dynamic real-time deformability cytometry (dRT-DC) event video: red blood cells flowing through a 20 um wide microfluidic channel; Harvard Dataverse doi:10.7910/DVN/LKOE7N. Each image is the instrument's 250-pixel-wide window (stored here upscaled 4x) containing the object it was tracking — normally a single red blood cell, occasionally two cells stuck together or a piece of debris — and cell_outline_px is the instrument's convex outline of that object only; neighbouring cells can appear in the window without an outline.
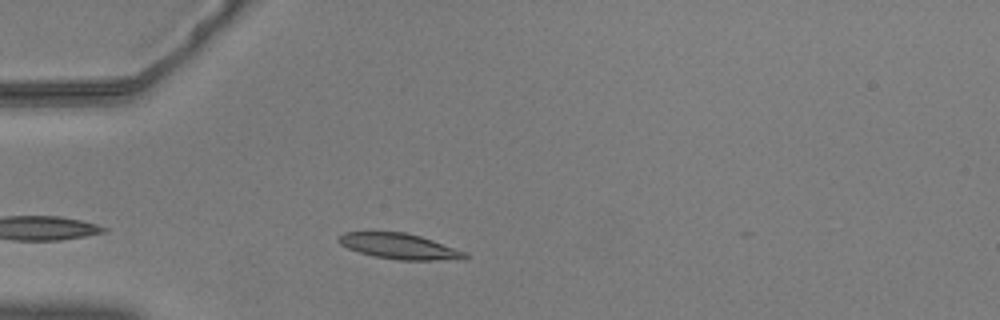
{"species": "common noctule bat (a hibernating species)", "species_latin": "Nyctalus noctula", "temperature_condition": "warm", "stored_images_in_passage": 32, "camera_frame_rate_fps": 3000, "um_per_image_px": 0.085, "animal": {"sex": "male", "body_mass_g": 20.5, "forearm_length_mm": 52.5}, "frame": {"image": 1, "passage_image": 5, "time_ms": 1.333, "image_size_px": [1000, 320], "cell_outline_px": [[468, 256], [464, 260], [396, 260], [376, 256], [360, 252], [348, 248], [340, 244], [336, 240], [344, 232], [404, 232], [420, 236], [432, 240], [464, 252]], "centroid_in_image_um": [33.94, 20.94], "position_along_channel_um": 51.1, "area_um2": 18.61}}
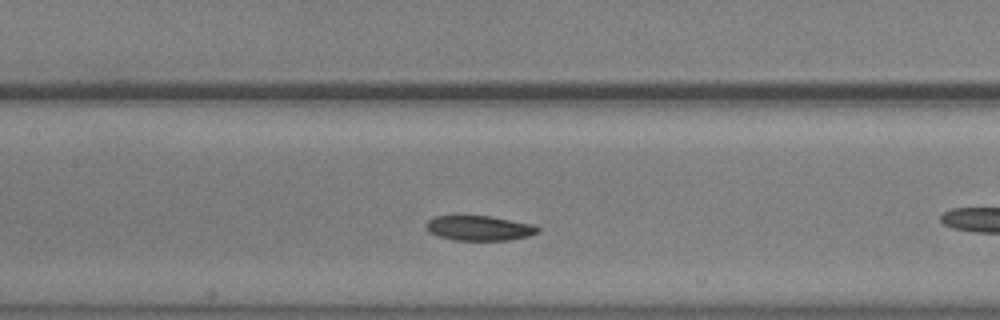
{"frame": {"image": 2, "passage_image": 12, "time_ms": 3.667, "image_size_px": [1000, 320], "cell_outline_px": [[540, 232], [528, 236], [508, 240], [456, 240], [440, 236], [428, 232], [428, 220], [436, 216], [488, 216], [536, 224], [540, 228]], "centroid_in_image_um": [40.82, 19.39], "position_along_channel_um": 166.6, "area_um2": 16.07}}
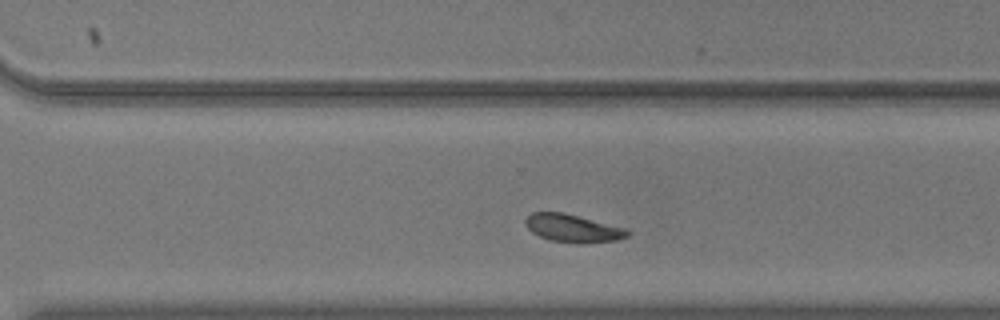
{"frame": {"image": 3, "passage_image": 25, "time_ms": 8.0, "image_size_px": [1000, 320], "cell_outline_px": [[632, 232], [628, 236], [616, 240], [584, 244], [580, 244], [552, 240], [540, 236], [532, 232], [524, 224], [524, 220], [532, 212], [564, 212], [624, 228]], "centroid_in_image_um": [48.68, 19.4], "position_along_channel_um": 321.9, "area_um2": 16.53}, "authors_computed_cell_mechanics": {"area_um2": 16.7042, "velocity_mm_per_s": 3.5889, "shape_relaxation_time_tau1_ms": 2.2972, "shape_relaxation_time_tau2_ms": 1.7272, "deformation_change_tau1": 0.0744, "deformation_change_tau2": 0.0584}}